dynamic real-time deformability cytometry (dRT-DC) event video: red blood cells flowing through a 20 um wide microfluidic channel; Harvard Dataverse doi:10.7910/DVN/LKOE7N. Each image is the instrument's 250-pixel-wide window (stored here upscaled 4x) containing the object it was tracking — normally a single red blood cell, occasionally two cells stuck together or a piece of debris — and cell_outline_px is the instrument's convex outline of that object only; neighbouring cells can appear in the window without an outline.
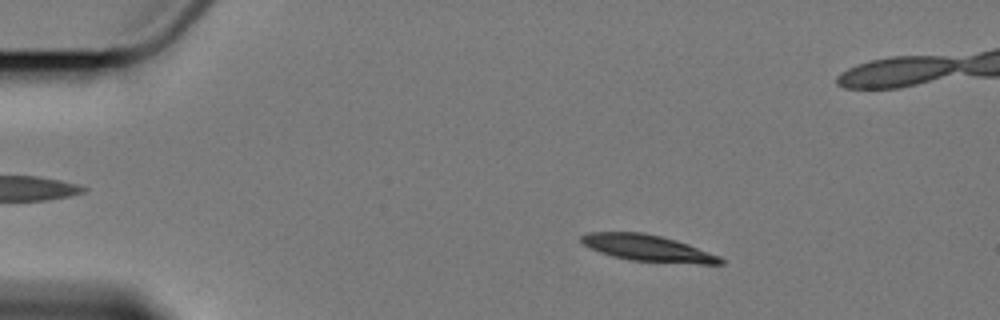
{"species": "Egyptian fruit bat (a non-hibernating species)", "species_latin": "Rousettus aegyptiacus", "temperature_condition": "cold", "stored_images_in_passage": 5, "camera_frame_rate_fps": 3000, "um_per_image_px": 0.085, "animal": {"sex": "female"}, "frame": {"image": 1, "passage_image": 2, "time_ms": 1.333, "image_size_px": [1000, 320], "cell_outline_px": [[724, 264], [700, 264], [628, 260], [612, 256], [600, 252], [584, 244], [580, 240], [580, 236], [588, 232], [644, 232], [676, 240], [688, 244], [720, 256], [724, 260]], "centroid_in_image_um": [55.07, 21.09], "position_along_channel_um": 29.9, "area_um2": 21.39}}